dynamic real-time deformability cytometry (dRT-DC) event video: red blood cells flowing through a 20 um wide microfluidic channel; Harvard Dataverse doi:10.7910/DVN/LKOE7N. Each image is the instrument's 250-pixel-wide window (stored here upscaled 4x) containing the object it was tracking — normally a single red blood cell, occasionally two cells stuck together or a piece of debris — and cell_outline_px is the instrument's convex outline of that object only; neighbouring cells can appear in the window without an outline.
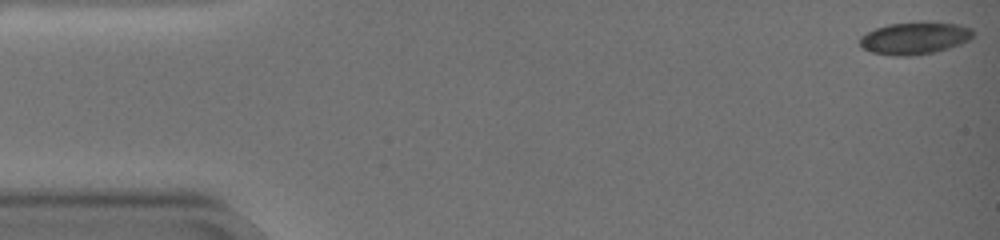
{"species": "common noctule bat (a hibernating species)", "species_latin": "Nyctalus noctula", "temperature_condition": "warm", "stored_images_in_passage": 53, "camera_frame_rate_fps": 3000, "um_per_image_px": 0.085, "animal": {"sex": "female", "body_mass_g": 19.0, "forearm_length_mm": 51.5}, "frame": {"image": 1, "passage_image": 1, "time_ms": 0.0, "image_size_px": [1000, 240], "cell_outline_px": [[972, 36], [968, 40], [960, 44], [948, 48], [932, 52], [908, 56], [896, 56], [872, 52], [864, 48], [860, 44], [860, 36], [876, 28], [888, 24], [956, 24], [972, 28]], "centroid_in_image_um": [77.71, 3.27], "position_along_channel_um": 7.3, "area_um2": 20.35}}
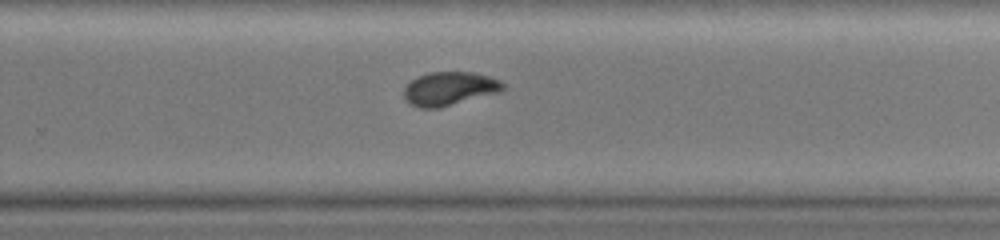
{"frame": {"image": 2, "passage_image": 36, "time_ms": 11.667, "image_size_px": [1000, 240], "cell_outline_px": [[504, 88], [500, 92], [440, 108], [420, 108], [412, 104], [404, 96], [404, 88], [416, 76], [432, 72], [472, 72], [488, 76], [500, 80], [504, 84]], "centroid_in_image_um": [38.22, 7.53], "position_along_channel_um": 291.6, "area_um2": 19.31}}
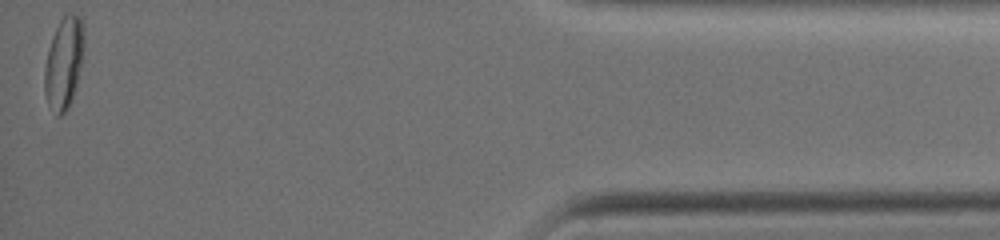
{"frame": {"image": 3, "passage_image": 53, "time_ms": 17.333, "image_size_px": [1000, 240], "cell_outline_px": [[84, 56], [76, 88], [72, 100], [68, 108], [60, 116], [56, 116], [48, 104], [44, 92], [44, 68], [48, 48], [52, 36], [64, 12], [72, 12], [80, 16], [84, 24]], "centroid_in_image_um": [5.45, 5.31], "position_along_channel_um": 429.8, "area_um2": 21.85}, "authors_computed_cell_mechanics": {"area_um2": 20.1144, "velocity_mm_per_s": 3.6079, "shape_relaxation_time_tau1_ms": 8.7462, "shape_relaxation_time_tau2_ms": 3.4939, "deformation_change_tau1": 0.2127, "deformation_change_tau2": 0.0517}}